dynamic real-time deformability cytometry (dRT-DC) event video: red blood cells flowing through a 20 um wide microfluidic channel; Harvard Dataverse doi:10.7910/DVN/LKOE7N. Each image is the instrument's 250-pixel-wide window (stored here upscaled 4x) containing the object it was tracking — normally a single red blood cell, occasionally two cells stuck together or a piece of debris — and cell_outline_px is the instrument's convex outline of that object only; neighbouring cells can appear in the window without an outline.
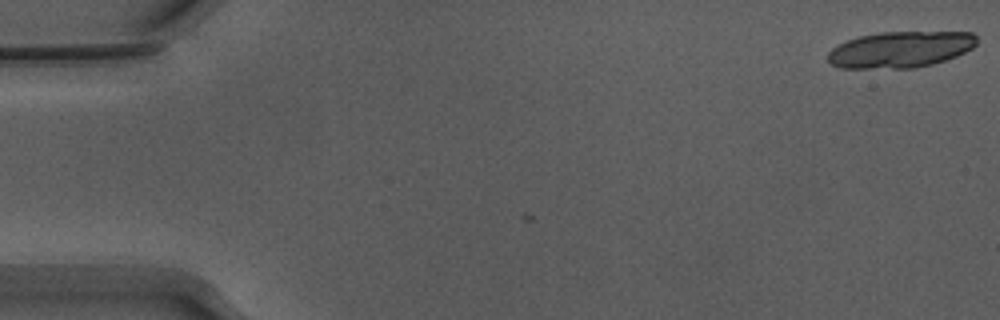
{"species": "Egyptian fruit bat (a non-hibernating species)", "species_latin": "Rousettus aegyptiacus", "temperature_condition": "warm", "stored_images_in_passage": 2, "camera_frame_rate_fps": 3000, "um_per_image_px": 0.085, "animal": {"sex": "male"}, "frame": {"image": 1, "passage_image": 2, "time_ms": 0.333, "image_size_px": [1000, 320], "cell_outline_px": [[976, 44], [972, 48], [956, 56], [932, 64], [916, 68], [840, 68], [832, 64], [828, 60], [828, 52], [832, 48], [848, 40], [860, 36], [880, 32], [972, 32], [976, 36]], "centroid_in_image_um": [76.53, 4.21], "position_along_channel_um": 8.5, "area_um2": 31.33}}